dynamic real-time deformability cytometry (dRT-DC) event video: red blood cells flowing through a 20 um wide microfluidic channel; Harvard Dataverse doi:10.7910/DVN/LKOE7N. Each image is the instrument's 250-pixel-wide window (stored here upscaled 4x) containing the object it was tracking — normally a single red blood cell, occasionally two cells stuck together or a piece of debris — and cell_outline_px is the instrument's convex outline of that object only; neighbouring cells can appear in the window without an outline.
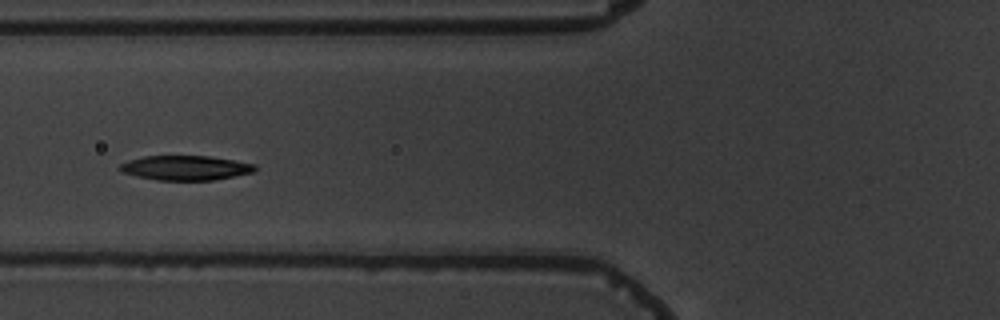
{"species": "common noctule bat (a hibernating species)", "species_latin": "Nyctalus noctula", "temperature_condition": "warm", "stored_images_in_passage": 6, "camera_frame_rate_fps": 3000, "um_per_image_px": 0.085, "animal": {"sex": "male", "body_mass_g": 19.5, "forearm_length_mm": 54.6}, "frame": {"image": 1, "passage_image": 4, "time_ms": 3.333, "image_size_px": [1000, 320], "cell_outline_px": [[256, 168], [252, 172], [212, 180], [156, 180], [136, 176], [124, 172], [116, 168], [120, 164], [144, 156], [208, 156], [256, 164]], "centroid_in_image_um": [15.74, 14.27], "position_along_channel_um": 110.1, "area_um2": 19.07}}
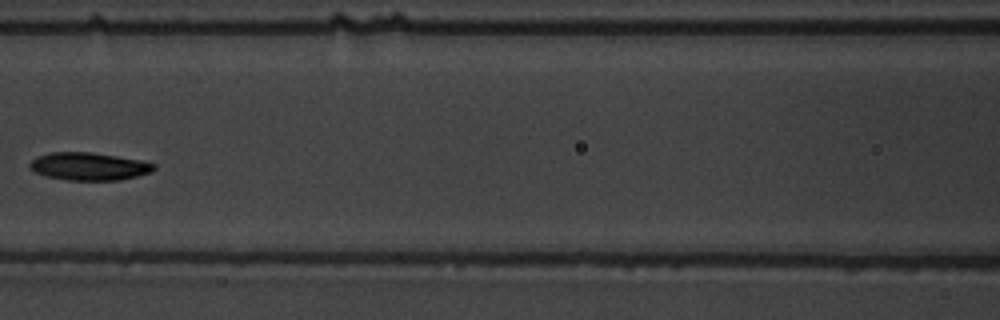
{"frame": {"image": 2, "passage_image": 5, "time_ms": 4.667, "image_size_px": [1000, 320], "cell_outline_px": [[156, 168], [152, 172], [120, 180], [68, 180], [48, 176], [36, 172], [28, 168], [28, 164], [36, 156], [52, 152], [92, 152], [140, 160], [156, 164]], "centroid_in_image_um": [7.56, 14.13], "position_along_channel_um": 159.0, "area_um2": 20.06}}
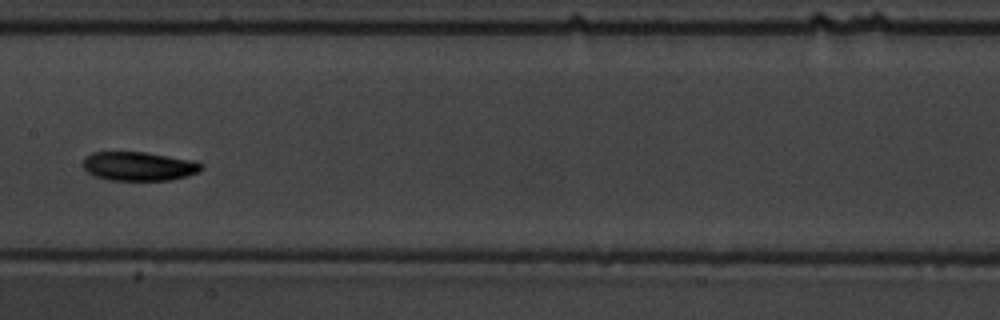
{"frame": {"image": 3, "passage_image": 6, "time_ms": 5.667, "image_size_px": [1000, 320], "cell_outline_px": [[204, 168], [200, 172], [188, 176], [172, 180], [108, 180], [96, 176], [88, 172], [84, 168], [84, 156], [92, 152], [144, 152], [196, 160], [204, 164]], "centroid_in_image_um": [11.87, 14.13], "position_along_channel_um": 195.5, "area_um2": 20.23}}